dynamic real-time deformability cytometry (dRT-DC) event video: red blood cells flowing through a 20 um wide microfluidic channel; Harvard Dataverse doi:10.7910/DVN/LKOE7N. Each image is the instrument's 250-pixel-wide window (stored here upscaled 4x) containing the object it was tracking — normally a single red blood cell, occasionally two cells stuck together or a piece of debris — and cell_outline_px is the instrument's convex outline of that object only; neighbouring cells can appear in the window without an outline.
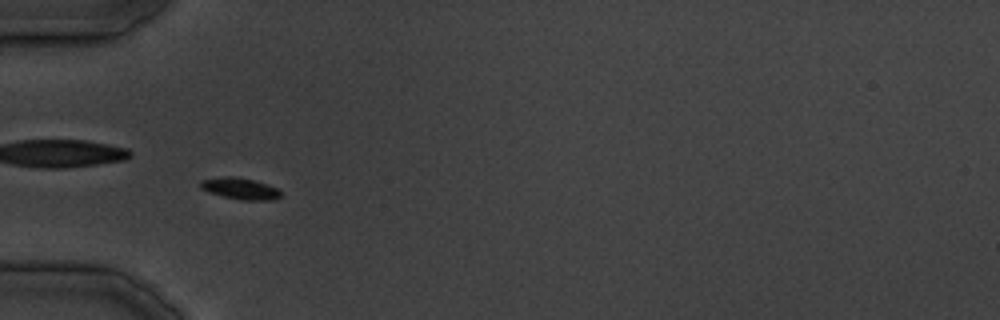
{"species": "common noctule bat (a hibernating species)", "species_latin": "Nyctalus noctula", "temperature_condition": "cold", "stored_images_in_passage": 17, "camera_frame_rate_fps": 3000, "um_per_image_px": 0.085, "animal": {"sex": "male", "body_mass_g": 19.5, "forearm_length_mm": 54.6}, "frame": {"image": 1, "passage_image": 6, "time_ms": 5.667, "image_size_px": [1000, 320], "cell_outline_px": [[280, 196], [276, 200], [240, 200], [208, 192], [200, 188], [200, 180], [224, 176], [232, 176], [252, 180], [268, 184], [280, 188]], "centroid_in_image_um": [20.43, 16.03], "position_along_channel_um": 64.6, "area_um2": 10.12}}